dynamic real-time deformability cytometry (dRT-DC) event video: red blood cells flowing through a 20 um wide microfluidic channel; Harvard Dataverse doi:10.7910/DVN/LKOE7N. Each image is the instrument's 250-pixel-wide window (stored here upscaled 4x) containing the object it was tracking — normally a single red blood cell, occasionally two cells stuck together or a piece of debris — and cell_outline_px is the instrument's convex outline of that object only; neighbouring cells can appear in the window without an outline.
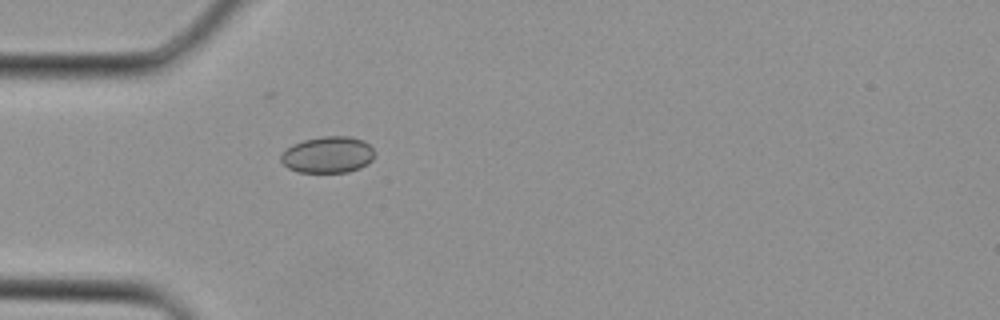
{"species": "Egyptian fruit bat (a non-hibernating species)", "species_latin": "Rousettus aegyptiacus", "temperature_condition": "cold", "stored_images_in_passage": 1, "camera_frame_rate_fps": 3000, "um_per_image_px": 0.085, "animal": {"sex": "female"}, "frame": {"image": 1, "passage_image": 1, "time_ms": 0.0, "image_size_px": [1000, 320], "cell_outline_px": [[376, 152], [372, 160], [368, 164], [360, 168], [348, 172], [296, 172], [288, 168], [280, 160], [280, 156], [292, 144], [304, 140], [324, 136], [348, 136], [364, 140]], "centroid_in_image_um": [27.89, 13.16], "position_along_channel_um": 57.1, "area_um2": 20.0}}